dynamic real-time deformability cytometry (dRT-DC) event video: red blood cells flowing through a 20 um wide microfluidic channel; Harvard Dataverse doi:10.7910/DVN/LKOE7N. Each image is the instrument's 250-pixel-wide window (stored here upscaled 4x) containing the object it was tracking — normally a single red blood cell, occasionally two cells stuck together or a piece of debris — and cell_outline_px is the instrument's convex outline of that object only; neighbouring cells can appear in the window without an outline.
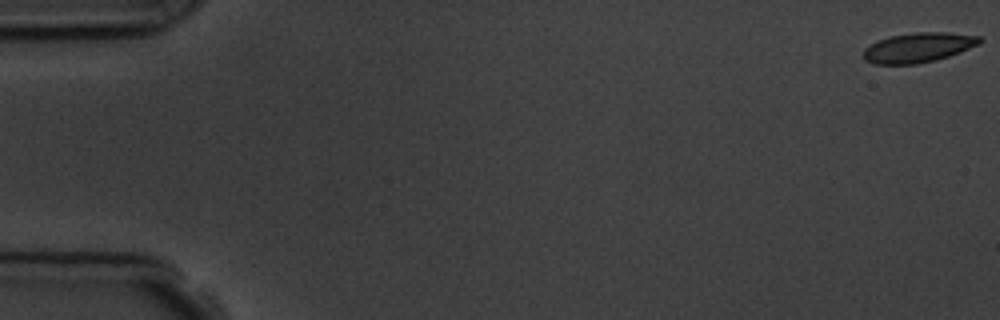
{"species": "common noctule bat (a hibernating species)", "species_latin": "Nyctalus noctula", "temperature_condition": "room temperature", "stored_images_in_passage": 9, "camera_frame_rate_fps": 3000, "um_per_image_px": 0.085, "animal": {"sex": "male", "body_mass_g": 19.5, "forearm_length_mm": 54.6}, "frame": {"image": 1, "passage_image": 1, "time_ms": 0.0, "image_size_px": [1000, 320], "cell_outline_px": [[984, 40], [980, 44], [960, 52], [948, 56], [916, 64], [872, 64], [864, 60], [864, 48], [880, 40], [892, 36], [916, 32], [948, 32], [980, 36]], "centroid_in_image_um": [78.09, 4.04], "position_along_channel_um": 6.9, "area_um2": 20.0}}
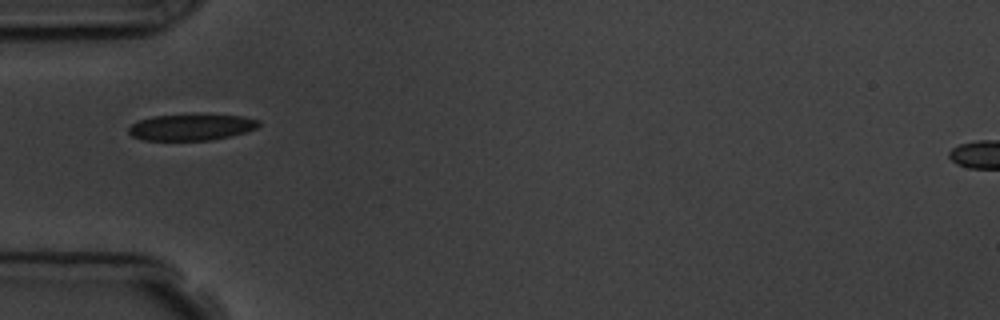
{"frame": {"image": 2, "passage_image": 6, "time_ms": 5.667, "image_size_px": [1000, 320], "cell_outline_px": [[260, 124], [256, 128], [232, 136], [212, 140], [144, 140], [132, 136], [128, 132], [128, 128], [132, 124], [140, 120], [152, 116], [196, 112], [208, 112], [244, 116], [260, 120]], "centroid_in_image_um": [16.31, 10.76], "position_along_channel_um": 68.7, "area_um2": 20.92}}
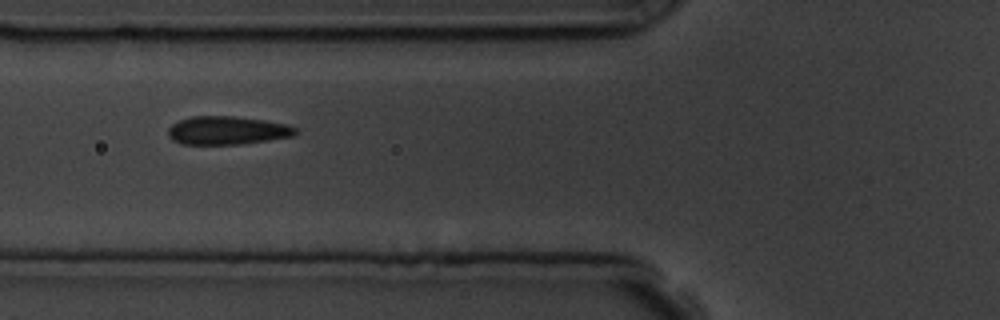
{"frame": {"image": 3, "passage_image": 7, "time_ms": 6.667, "image_size_px": [1000, 320], "cell_outline_px": [[300, 132], [292, 136], [268, 140], [240, 144], [180, 144], [172, 140], [168, 136], [168, 128], [172, 124], [180, 120], [192, 116], [232, 116], [264, 120], [288, 124], [296, 128]], "centroid_in_image_um": [19.31, 11.09], "position_along_channel_um": 106.5, "area_um2": 21.1}}